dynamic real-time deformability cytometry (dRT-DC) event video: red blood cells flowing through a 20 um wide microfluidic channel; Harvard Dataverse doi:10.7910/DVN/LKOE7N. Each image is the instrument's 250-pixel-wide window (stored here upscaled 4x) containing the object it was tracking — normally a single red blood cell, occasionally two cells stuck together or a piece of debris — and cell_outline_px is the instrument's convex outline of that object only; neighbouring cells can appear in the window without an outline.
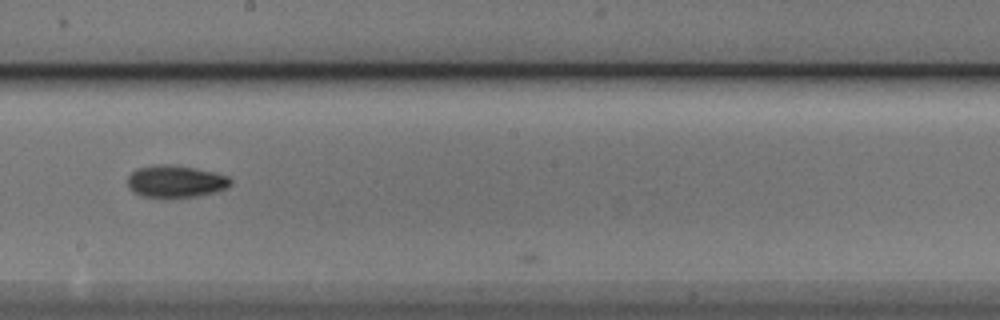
{"species": "Egyptian fruit bat (a non-hibernating species)", "species_latin": "Rousettus aegyptiacus", "temperature_condition": "cold", "stored_images_in_passage": 16, "camera_frame_rate_fps": 3000, "um_per_image_px": 0.085, "animal": {"sex": "male"}, "frame": {"image": 1, "passage_image": 13, "time_ms": 4.0, "image_size_px": [1000, 320], "cell_outline_px": [[232, 184], [228, 188], [216, 192], [196, 196], [168, 200], [140, 196], [128, 188], [128, 176], [136, 168], [156, 164], [176, 164], [216, 172], [228, 176], [232, 180]], "centroid_in_image_um": [14.93, 15.44], "position_along_channel_um": 233.3, "area_um2": 20.23}}